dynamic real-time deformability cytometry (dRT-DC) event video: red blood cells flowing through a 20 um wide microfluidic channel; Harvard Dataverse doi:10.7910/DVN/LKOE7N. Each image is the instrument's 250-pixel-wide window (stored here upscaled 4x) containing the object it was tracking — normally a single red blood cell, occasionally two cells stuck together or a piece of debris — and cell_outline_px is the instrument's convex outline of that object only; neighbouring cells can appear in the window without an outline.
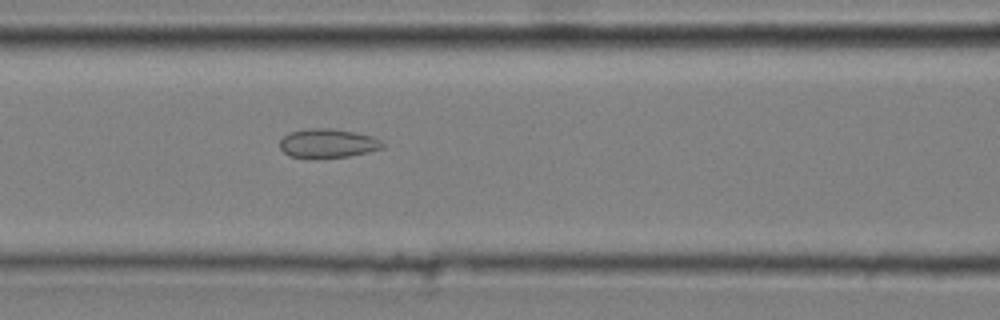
{"species": "common noctule bat (a hibernating species)", "species_latin": "Nyctalus noctula", "temperature_condition": "cold", "stored_images_in_passage": 49, "segment_of_instrument_passage": [2, 2], "camera_frame_rate_fps": 3000, "um_per_image_px": 0.085, "animal": {"sex": "male", "body_mass_g": 20.4}, "frame": {"image": 1, "passage_image": 23, "time_ms": 7.333, "image_size_px": [1000, 320], "cell_outline_px": [[384, 148], [368, 152], [348, 156], [292, 156], [284, 152], [280, 148], [280, 140], [284, 136], [292, 132], [308, 128], [332, 128], [372, 136], [380, 140], [384, 144]], "centroid_in_image_um": [27.89, 12.15], "position_along_channel_um": 138.7, "area_um2": 16.76}}
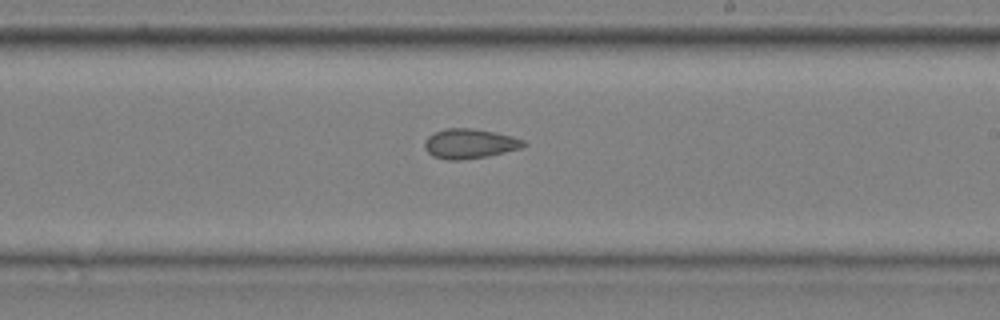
{"frame": {"image": 2, "passage_image": 32, "time_ms": 10.333, "image_size_px": [1000, 320], "cell_outline_px": [[528, 144], [520, 148], [488, 156], [460, 160], [448, 160], [432, 156], [424, 148], [424, 140], [432, 132], [444, 128], [472, 128], [496, 132], [512, 136], [524, 140]], "centroid_in_image_um": [39.89, 12.2], "position_along_channel_um": 249.1, "area_um2": 17.34}}
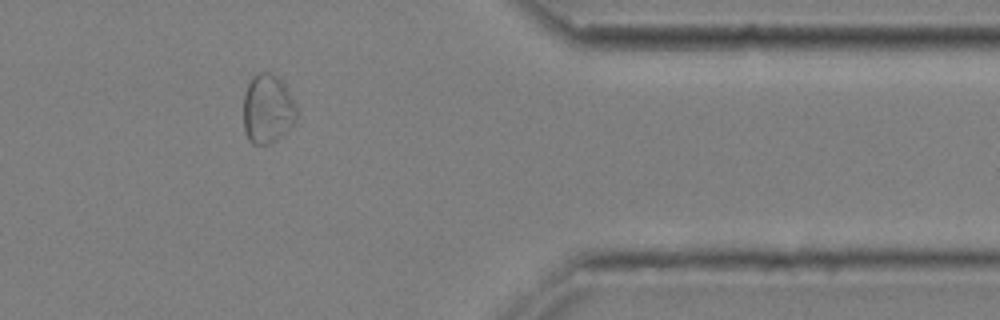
{"frame": {"image": 3, "passage_image": 45, "time_ms": 14.667, "image_size_px": [1000, 320], "cell_outline_px": [[296, 120], [276, 140], [268, 144], [252, 144], [248, 140], [244, 132], [244, 92], [252, 76], [256, 72], [268, 72], [276, 76], [284, 84], [296, 104]], "centroid_in_image_um": [22.72, 9.25], "position_along_channel_um": 388.7, "area_um2": 21.39}}